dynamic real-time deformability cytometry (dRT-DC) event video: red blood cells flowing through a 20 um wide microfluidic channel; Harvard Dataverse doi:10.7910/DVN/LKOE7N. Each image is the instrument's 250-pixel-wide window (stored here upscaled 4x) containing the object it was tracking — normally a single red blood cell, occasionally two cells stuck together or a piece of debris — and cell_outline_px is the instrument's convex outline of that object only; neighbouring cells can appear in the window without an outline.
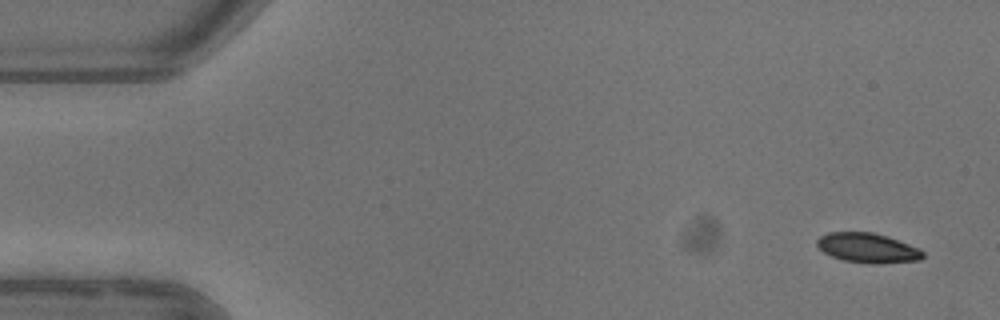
{"species": "common noctule bat (a hibernating species)", "species_latin": "Nyctalus noctula", "temperature_condition": "warm", "stored_images_in_passage": 7, "camera_frame_rate_fps": 3000, "um_per_image_px": 0.085, "animal": {"sex": "female"}, "frame": {"image": 1, "passage_image": 1, "time_ms": 0.0, "image_size_px": [1000, 320], "cell_outline_px": [[924, 256], [920, 260], [880, 264], [872, 264], [844, 260], [832, 256], [824, 252], [816, 244], [816, 240], [820, 236], [828, 232], [872, 232], [888, 236], [920, 248], [924, 252]], "centroid_in_image_um": [73.78, 21.07], "position_along_channel_um": 11.2, "area_um2": 18.44}}
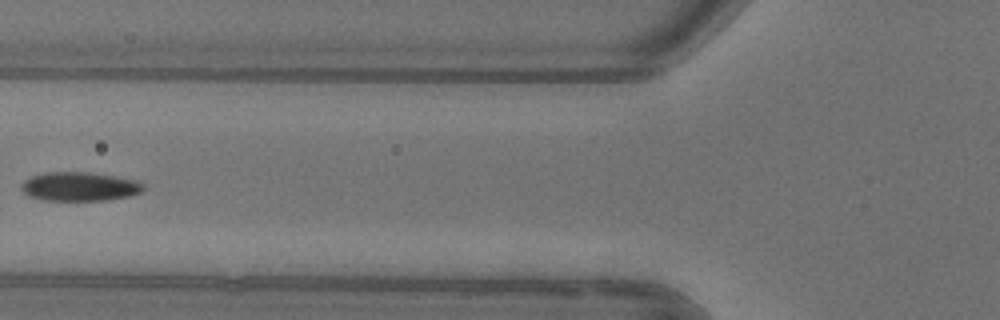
{"frame": {"image": 2, "passage_image": 6, "time_ms": 6.0, "image_size_px": [1000, 320], "cell_outline_px": [[144, 188], [140, 192], [128, 196], [108, 200], [44, 200], [28, 196], [20, 188], [20, 184], [24, 180], [32, 176], [44, 172], [88, 172], [116, 176], [140, 180], [144, 184]], "centroid_in_image_um": [6.76, 15.84], "position_along_channel_um": 119.0, "area_um2": 20.75}}
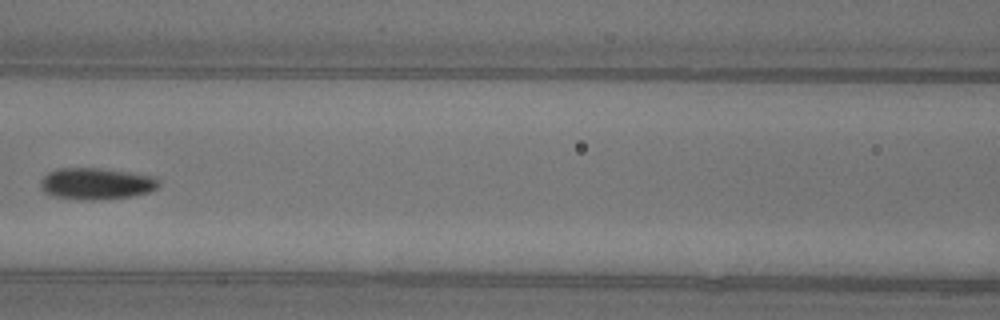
{"frame": {"image": 3, "passage_image": 7, "time_ms": 7.0, "image_size_px": [1000, 320], "cell_outline_px": [[160, 184], [156, 188], [148, 192], [132, 196], [100, 200], [80, 200], [52, 196], [44, 192], [40, 188], [40, 180], [48, 172], [60, 168], [96, 168], [128, 172], [156, 176], [160, 180]], "centroid_in_image_um": [8.17, 15.62], "position_along_channel_um": 158.4, "area_um2": 21.96}}